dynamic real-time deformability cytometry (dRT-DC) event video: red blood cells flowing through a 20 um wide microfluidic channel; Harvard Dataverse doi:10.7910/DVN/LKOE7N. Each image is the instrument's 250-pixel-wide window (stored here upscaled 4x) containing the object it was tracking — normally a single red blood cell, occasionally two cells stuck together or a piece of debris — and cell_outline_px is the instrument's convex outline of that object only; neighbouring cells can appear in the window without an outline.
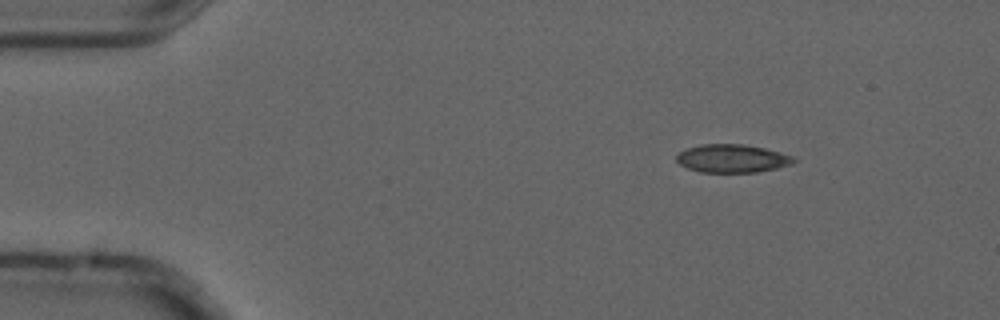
{"species": "common noctule bat (a hibernating species)", "species_latin": "Nyctalus noctula", "temperature_condition": "cold", "stored_images_in_passage": 7, "camera_frame_rate_fps": 3000, "um_per_image_px": 0.085, "animal": {"sex": "male", "forearm_length_mm": 52.5}, "frame": {"image": 1, "passage_image": 2, "time_ms": 0.333, "image_size_px": [1000, 320], "cell_outline_px": [[796, 160], [792, 164], [776, 168], [756, 172], [700, 172], [688, 168], [680, 164], [676, 160], [676, 156], [680, 152], [688, 148], [704, 144], [744, 144], [764, 148], [796, 156]], "centroid_in_image_um": [62.27, 13.47], "position_along_channel_um": 22.7, "area_um2": 19.19}}
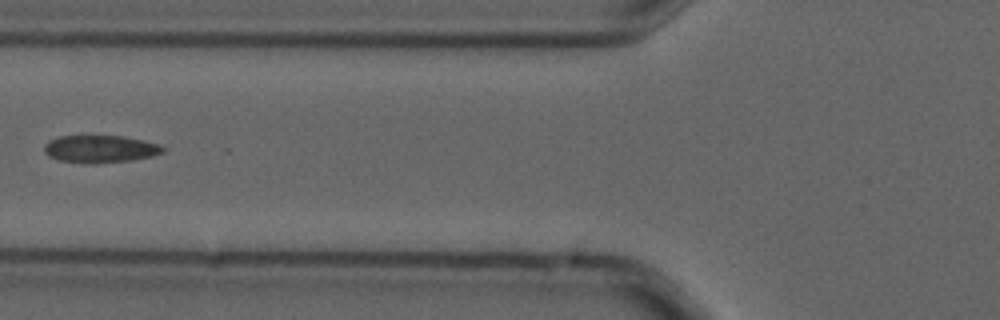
{"frame": {"image": 2, "passage_image": 6, "time_ms": 1.667, "image_size_px": [1000, 320], "cell_outline_px": [[168, 148], [164, 152], [152, 156], [128, 160], [96, 164], [88, 164], [60, 160], [48, 156], [44, 152], [44, 144], [48, 140], [60, 136], [124, 136], [144, 140], [160, 144]], "centroid_in_image_um": [8.53, 12.66], "position_along_channel_um": 117.3, "area_um2": 19.19}}
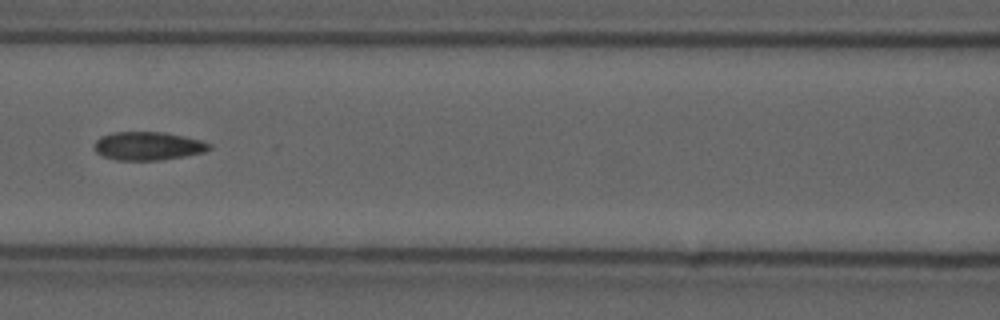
{"frame": {"image": 3, "passage_image": 7, "time_ms": 2.0, "image_size_px": [1000, 320], "cell_outline_px": [[212, 148], [204, 152], [184, 156], [160, 160], [116, 160], [104, 156], [96, 152], [96, 140], [100, 136], [112, 132], [164, 132], [200, 140], [212, 144]], "centroid_in_image_um": [12.59, 12.4], "position_along_channel_um": 154.0, "area_um2": 18.9}}